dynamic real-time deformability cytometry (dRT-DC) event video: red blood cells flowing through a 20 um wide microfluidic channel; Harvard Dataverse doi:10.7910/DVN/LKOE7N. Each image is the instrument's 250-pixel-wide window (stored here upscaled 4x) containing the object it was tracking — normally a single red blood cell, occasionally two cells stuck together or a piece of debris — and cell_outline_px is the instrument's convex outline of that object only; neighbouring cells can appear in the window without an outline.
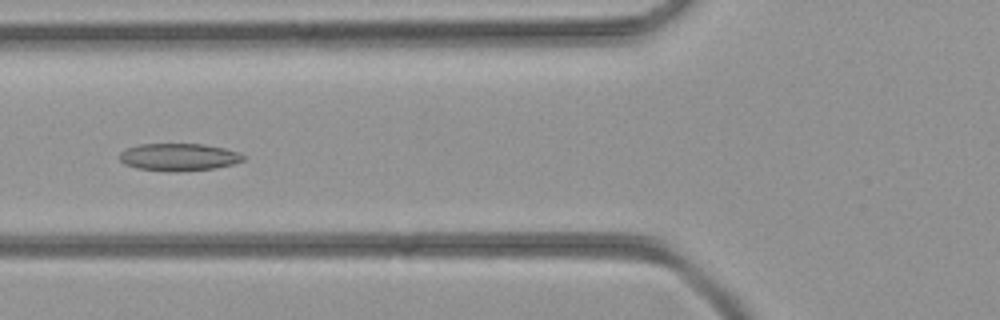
{"species": "common noctule bat (a hibernating species)", "species_latin": "Nyctalus noctula", "temperature_condition": "room temperature", "stored_images_in_passage": 37, "camera_frame_rate_fps": 3000, "um_per_image_px": 0.085, "animal": {"sex": "female", "body_mass_g": 21.9}, "frame": {"image": 1, "passage_image": 11, "time_ms": 3.333, "image_size_px": [1000, 320], "cell_outline_px": [[248, 156], [244, 160], [232, 164], [216, 168], [176, 172], [136, 168], [124, 164], [120, 160], [120, 152], [128, 148], [140, 144], [204, 144], [224, 148], [240, 152]], "centroid_in_image_um": [15.24, 13.35], "position_along_channel_um": 110.6, "area_um2": 19.88}}
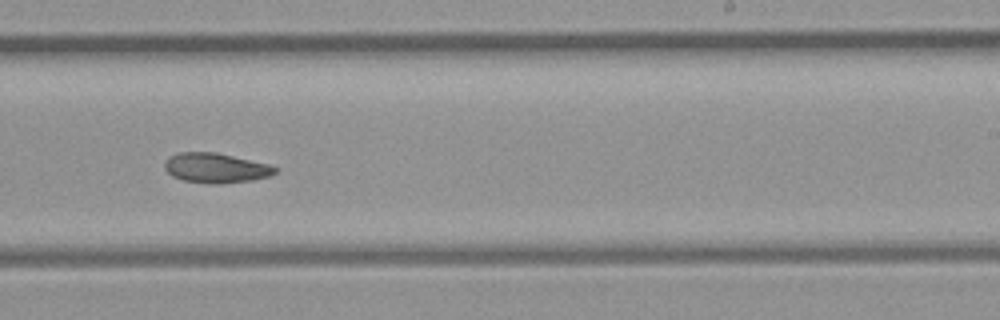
{"frame": {"image": 2, "passage_image": 21, "time_ms": 6.667, "image_size_px": [1000, 320], "cell_outline_px": [[276, 172], [268, 176], [252, 180], [220, 184], [212, 184], [184, 180], [172, 176], [164, 168], [164, 164], [172, 156], [180, 152], [216, 152], [268, 164], [276, 168]], "centroid_in_image_um": [18.34, 14.28], "position_along_channel_um": 270.7, "area_um2": 18.9}}
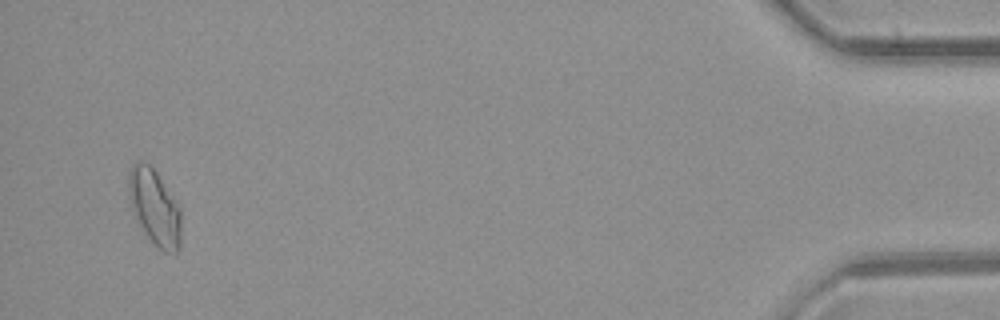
{"frame": {"image": 3, "passage_image": 36, "time_ms": 11.667, "image_size_px": [1000, 320], "cell_outline_px": [[180, 248], [176, 252], [164, 252], [156, 248], [140, 224], [132, 208], [128, 192], [128, 172], [132, 164], [140, 160], [144, 160], [156, 172], [180, 208]], "centroid_in_image_um": [13.13, 17.61], "position_along_channel_um": 422.1, "area_um2": 22.89}}